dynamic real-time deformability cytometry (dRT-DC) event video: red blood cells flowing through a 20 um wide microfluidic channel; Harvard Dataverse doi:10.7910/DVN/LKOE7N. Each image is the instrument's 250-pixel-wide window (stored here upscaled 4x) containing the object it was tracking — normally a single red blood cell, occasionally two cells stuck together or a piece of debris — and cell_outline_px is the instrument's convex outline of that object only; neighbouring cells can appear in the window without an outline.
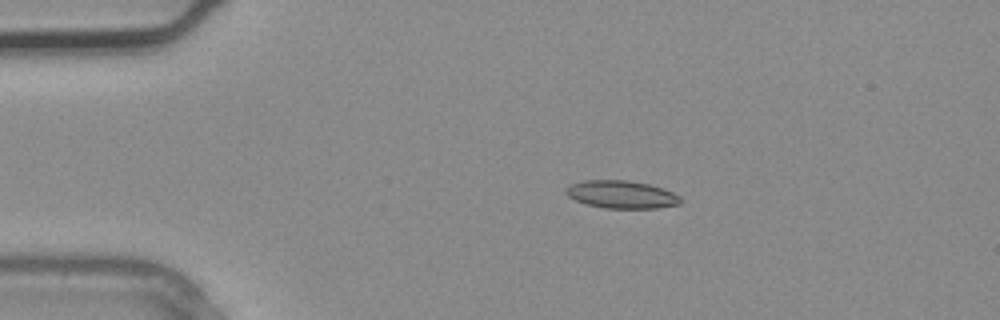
{"species": "common noctule bat (a hibernating species)", "species_latin": "Nyctalus noctula", "temperature_condition": "warm", "stored_images_in_passage": 3, "camera_frame_rate_fps": 3000, "um_per_image_px": 0.085, "animal": {"sex": "male", "body_mass_g": 20.4}, "frame": {"image": 1, "passage_image": 2, "time_ms": 0.333, "image_size_px": [1000, 320], "cell_outline_px": [[680, 204], [656, 208], [604, 208], [584, 204], [568, 196], [564, 192], [564, 188], [572, 184], [584, 180], [628, 180], [648, 184], [672, 192], [680, 196]], "centroid_in_image_um": [52.78, 16.53], "position_along_channel_um": 32.2, "area_um2": 18.5}}